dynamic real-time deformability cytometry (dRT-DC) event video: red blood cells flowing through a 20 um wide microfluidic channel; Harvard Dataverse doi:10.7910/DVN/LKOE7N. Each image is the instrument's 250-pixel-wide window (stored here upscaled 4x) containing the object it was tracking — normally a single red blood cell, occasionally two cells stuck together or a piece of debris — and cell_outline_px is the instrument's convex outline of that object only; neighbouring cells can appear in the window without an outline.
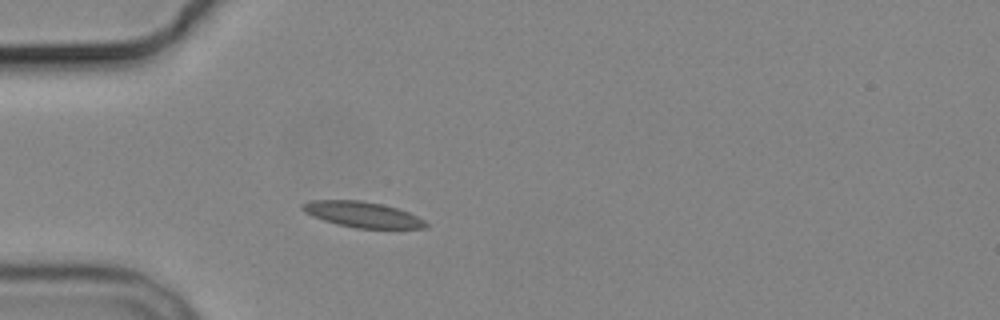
{"species": "common noctule bat (a hibernating species)", "species_latin": "Nyctalus noctula", "temperature_condition": "cold", "stored_images_in_passage": 3, "camera_frame_rate_fps": 3000, "um_per_image_px": 0.085, "animal": {"sex": "male", "body_mass_g": 19.2, "forearm_length_mm": 51.8}, "frame": {"image": 1, "passage_image": 3, "time_ms": 2.333, "image_size_px": [1000, 320], "cell_outline_px": [[428, 228], [356, 228], [336, 224], [312, 216], [304, 212], [300, 208], [300, 204], [312, 200], [360, 200], [380, 204], [396, 208], [408, 212], [424, 220], [428, 224]], "centroid_in_image_um": [30.77, 18.23], "position_along_channel_um": 54.2, "area_um2": 18.38}}